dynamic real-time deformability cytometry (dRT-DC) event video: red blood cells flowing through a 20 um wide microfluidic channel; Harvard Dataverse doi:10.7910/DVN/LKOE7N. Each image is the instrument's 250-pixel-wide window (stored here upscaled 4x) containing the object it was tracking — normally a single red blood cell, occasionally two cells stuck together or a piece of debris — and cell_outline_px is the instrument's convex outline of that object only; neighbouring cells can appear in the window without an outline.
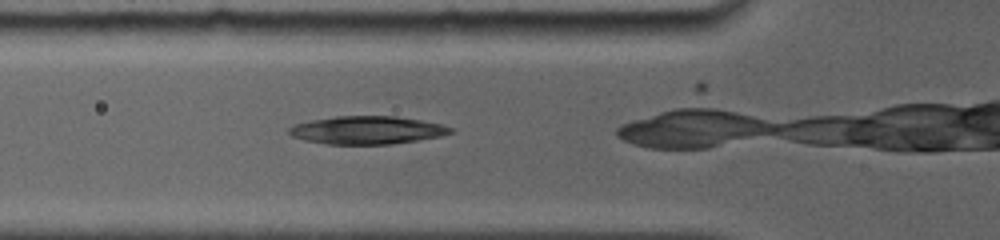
{"species": "common noctule bat (a hibernating species)", "species_latin": "Nyctalus noctula", "temperature_condition": "room temperature", "stored_images_in_passage": 7, "camera_frame_rate_fps": 5000, "um_per_image_px": 0.085, "animal": {"sex": "female", "body_mass_g": 19.0, "forearm_length_mm": 56.7}, "frame": {"image": 1, "passage_image": 4, "time_ms": 1.2, "image_size_px": [1000, 240], "cell_outline_px": [[456, 132], [440, 136], [416, 140], [388, 144], [328, 144], [304, 140], [292, 136], [288, 132], [288, 128], [292, 124], [312, 120], [336, 116], [396, 116], [420, 120], [440, 124], [452, 128]], "centroid_in_image_um": [31.17, 11.05], "position_along_channel_um": 94.6, "area_um2": 26.24}}